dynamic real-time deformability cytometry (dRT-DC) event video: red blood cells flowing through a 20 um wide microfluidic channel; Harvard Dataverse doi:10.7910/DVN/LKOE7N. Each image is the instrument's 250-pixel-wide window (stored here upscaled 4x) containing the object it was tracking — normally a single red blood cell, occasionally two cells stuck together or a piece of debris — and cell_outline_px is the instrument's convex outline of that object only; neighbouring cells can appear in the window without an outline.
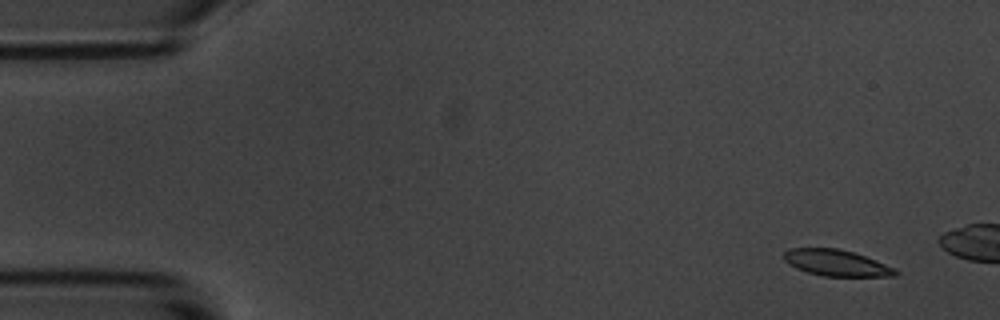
{"species": "common noctule bat (a hibernating species)", "species_latin": "Nyctalus noctula", "temperature_condition": "room temperature", "stored_images_in_passage": 3, "camera_frame_rate_fps": 3000, "um_per_image_px": 0.085, "animal": {"sex": "male", "body_mass_g": 20.1, "forearm_length_mm": 53.5}, "frame": {"image": 1, "passage_image": 1, "time_ms": 0.0, "image_size_px": [1000, 320], "cell_outline_px": [[900, 272], [896, 276], [824, 276], [808, 272], [796, 268], [788, 264], [784, 260], [784, 252], [788, 248], [836, 248], [852, 252], [876, 260]], "centroid_in_image_um": [71.05, 22.34], "position_along_channel_um": 13.9, "area_um2": 16.88}}